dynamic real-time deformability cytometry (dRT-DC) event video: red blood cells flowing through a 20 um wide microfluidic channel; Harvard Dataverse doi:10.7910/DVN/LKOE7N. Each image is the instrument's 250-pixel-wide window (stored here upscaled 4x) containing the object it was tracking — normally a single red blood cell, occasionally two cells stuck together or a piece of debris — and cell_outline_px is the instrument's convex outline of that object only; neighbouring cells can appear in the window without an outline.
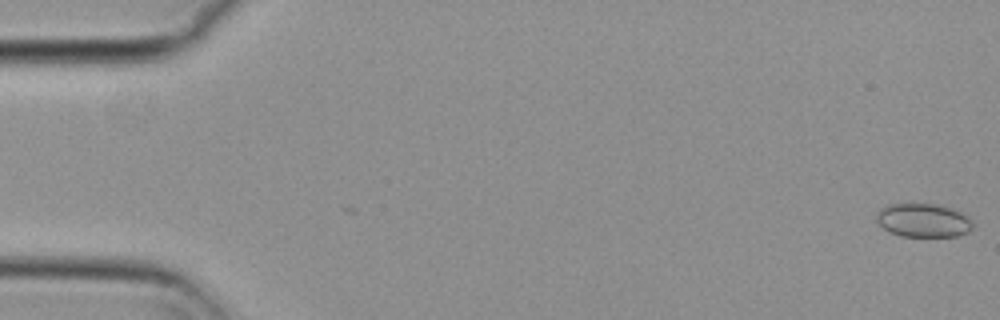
{"species": "common noctule bat (a hibernating species)", "species_latin": "Nyctalus noctula", "temperature_condition": "cold", "stored_images_in_passage": 2, "camera_frame_rate_fps": 3000, "um_per_image_px": 0.085, "animal": {"sex": "female", "body_mass_g": 29.2, "forearm_length_mm": 56.3}, "frame": {"image": 1, "passage_image": 2, "time_ms": 0.333, "image_size_px": [1000, 320], "cell_outline_px": [[972, 228], [968, 232], [956, 236], [900, 236], [888, 232], [876, 220], [876, 212], [880, 208], [888, 204], [936, 204], [960, 212], [968, 216], [972, 220]], "centroid_in_image_um": [78.45, 18.73], "position_along_channel_um": 6.6, "area_um2": 18.84}}